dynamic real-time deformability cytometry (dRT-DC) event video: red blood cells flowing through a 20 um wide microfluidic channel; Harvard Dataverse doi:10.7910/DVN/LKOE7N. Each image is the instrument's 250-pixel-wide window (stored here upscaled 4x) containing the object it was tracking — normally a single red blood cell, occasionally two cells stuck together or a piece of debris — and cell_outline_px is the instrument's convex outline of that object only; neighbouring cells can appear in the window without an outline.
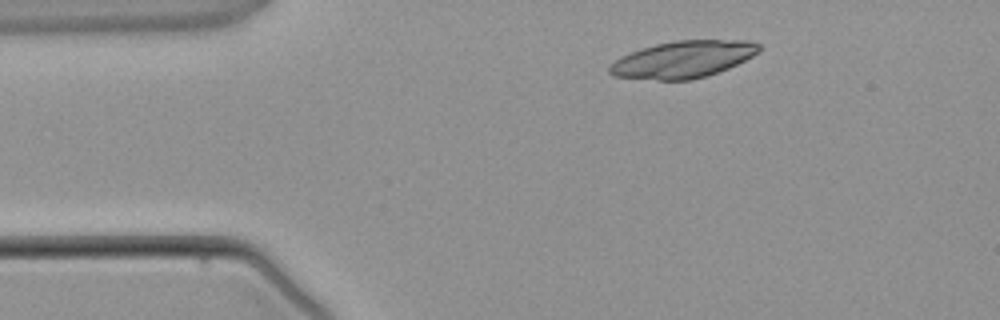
{"species": "common noctule bat (a hibernating species)", "species_latin": "Nyctalus noctula", "temperature_condition": "warm", "stored_images_in_passage": 2, "camera_frame_rate_fps": 3000, "um_per_image_px": 0.085, "animal": {"sex": "male", "body_mass_g": 21.5, "forearm_length_mm": 52.0}, "frame": {"image": 1, "passage_image": 1, "time_ms": 0.0, "image_size_px": [1000, 320], "cell_outline_px": [[760, 48], [752, 56], [728, 68], [708, 76], [692, 80], [656, 80], [612, 76], [608, 72], [608, 68], [620, 56], [656, 44], [676, 40], [748, 40], [760, 44]], "centroid_in_image_um": [58.05, 5.05], "position_along_channel_um": 27.0, "area_um2": 32.02}}